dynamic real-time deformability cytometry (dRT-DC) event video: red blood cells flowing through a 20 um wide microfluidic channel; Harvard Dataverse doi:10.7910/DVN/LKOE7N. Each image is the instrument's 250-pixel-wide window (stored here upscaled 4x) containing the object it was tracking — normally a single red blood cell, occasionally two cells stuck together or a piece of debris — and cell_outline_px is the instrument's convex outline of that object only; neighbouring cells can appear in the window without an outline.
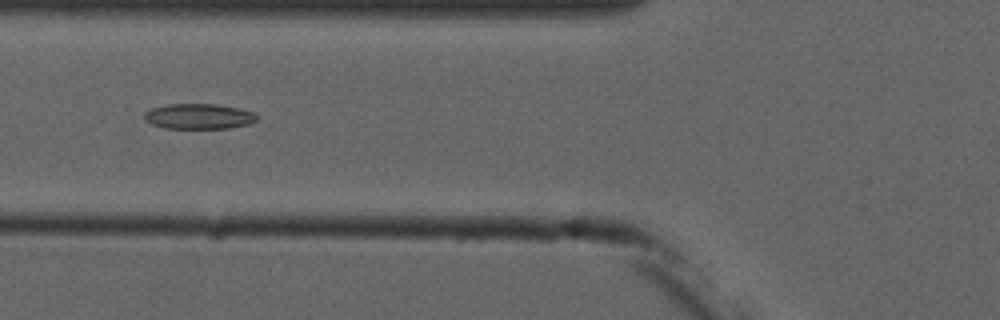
{"species": "common noctule bat (a hibernating species)", "species_latin": "Nyctalus noctula", "temperature_condition": "cold", "stored_images_in_passage": 10, "camera_frame_rate_fps": 3000, "um_per_image_px": 0.085, "animal": {"sex": "male", "forearm_length_mm": 52.5}, "frame": {"image": 1, "passage_image": 6, "time_ms": 5.667, "image_size_px": [1000, 320], "cell_outline_px": [[256, 120], [248, 124], [228, 128], [164, 128], [152, 124], [144, 120], [144, 112], [152, 108], [168, 104], [216, 104], [236, 108], [252, 112], [256, 116]], "centroid_in_image_um": [16.84, 9.89], "position_along_channel_um": 109.0, "area_um2": 16.42}}
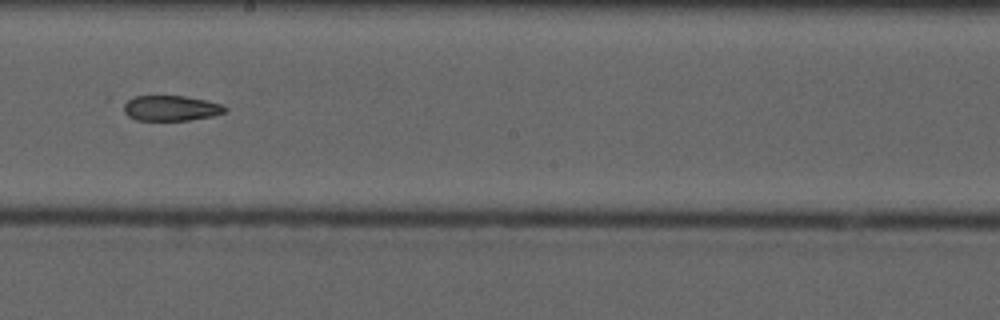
{"frame": {"image": 2, "passage_image": 9, "time_ms": 9.0, "image_size_px": [1000, 320], "cell_outline_px": [[228, 108], [224, 112], [212, 116], [188, 120], [136, 120], [128, 116], [124, 112], [124, 104], [128, 100], [136, 96], [184, 96], [204, 100], [220, 104]], "centroid_in_image_um": [14.51, 9.2], "position_along_channel_um": 233.7, "area_um2": 14.74}}
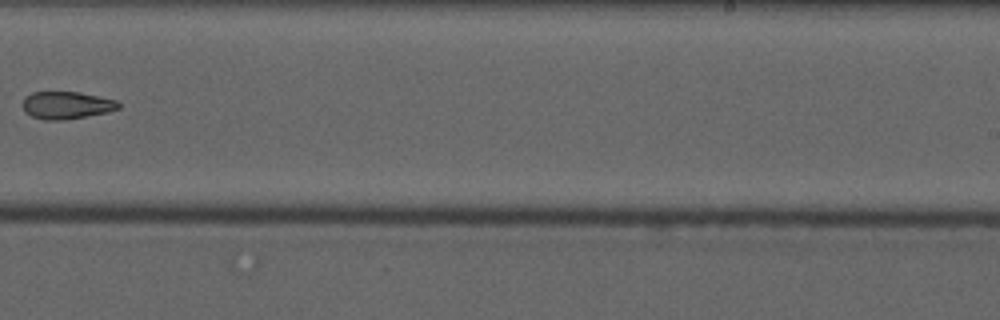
{"frame": {"image": 3, "passage_image": 10, "time_ms": 10.333, "image_size_px": [1000, 320], "cell_outline_px": [[120, 108], [108, 112], [64, 120], [44, 120], [32, 116], [24, 112], [24, 96], [32, 92], [80, 92], [116, 100], [120, 104]], "centroid_in_image_um": [5.66, 8.94], "position_along_channel_um": 283.3, "area_um2": 15.32}}